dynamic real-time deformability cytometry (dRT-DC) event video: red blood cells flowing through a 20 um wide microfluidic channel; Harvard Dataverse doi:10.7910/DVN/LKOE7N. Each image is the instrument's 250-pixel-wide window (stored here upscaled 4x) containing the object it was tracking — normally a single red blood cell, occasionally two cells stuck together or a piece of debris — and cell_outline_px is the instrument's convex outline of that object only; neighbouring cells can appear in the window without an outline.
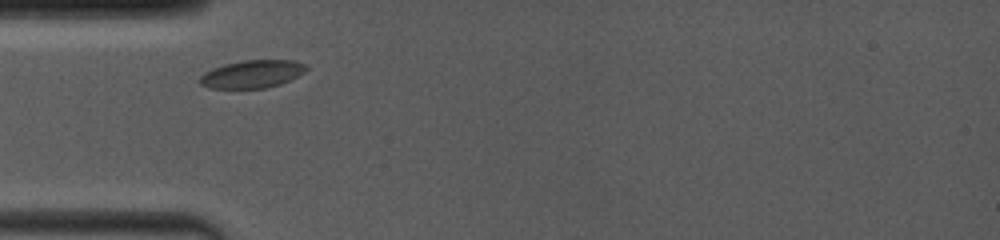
{"species": "common noctule bat (a hibernating species)", "species_latin": "Nyctalus noctula", "temperature_condition": "room temperature", "stored_images_in_passage": 2, "camera_frame_rate_fps": 4000, "um_per_image_px": 0.085, "animal": {"sex": "female", "body_mass_g": 19.0, "forearm_length_mm": 53.3}, "frame": {"image": 1, "passage_image": 1, "time_ms": 0.0, "image_size_px": [1000, 240], "cell_outline_px": [[308, 68], [304, 72], [280, 84], [264, 88], [208, 88], [200, 84], [200, 76], [204, 72], [212, 68], [224, 64], [244, 60], [292, 60], [304, 64]], "centroid_in_image_um": [21.39, 6.29], "position_along_channel_um": 63.6, "area_um2": 17.11}}